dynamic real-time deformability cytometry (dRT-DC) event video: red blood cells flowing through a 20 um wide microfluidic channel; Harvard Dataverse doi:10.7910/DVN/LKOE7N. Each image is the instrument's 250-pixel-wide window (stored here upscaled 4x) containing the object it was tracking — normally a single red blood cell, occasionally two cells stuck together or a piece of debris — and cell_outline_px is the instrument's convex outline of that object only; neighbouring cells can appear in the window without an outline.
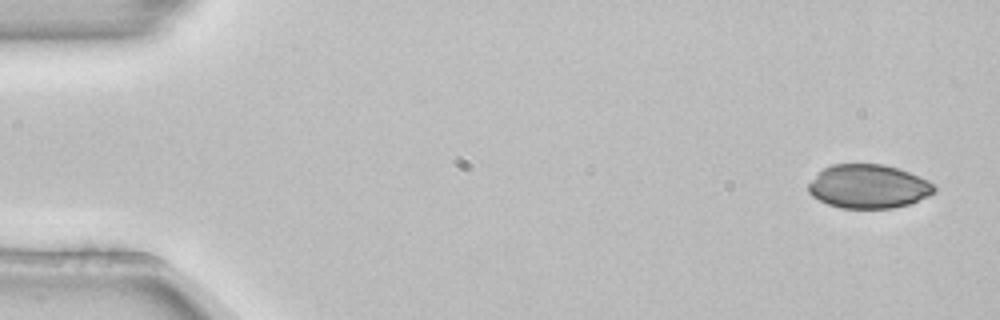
{"species": "common noctule bat (a hibernating species)", "species_latin": "Nyctalus noctula", "temperature_condition": "room temperature", "stored_images_in_passage": 5, "segment_of_instrument_passage": [1, 2], "camera_frame_rate_fps": 3000, "um_per_image_px": 0.085, "animal": {"sex": "female", "body_mass_g": 22.7, "forearm_length_mm": 54.2}, "frame": {"image": 1, "passage_image": 1, "time_ms": 0.0, "image_size_px": [1000, 320], "cell_outline_px": [[936, 192], [928, 196], [908, 204], [892, 208], [840, 208], [828, 204], [812, 196], [808, 192], [808, 184], [824, 168], [832, 164], [884, 164], [908, 172], [928, 180], [936, 188]], "centroid_in_image_um": [73.81, 15.85], "position_along_channel_um": 11.2, "area_um2": 31.91}}